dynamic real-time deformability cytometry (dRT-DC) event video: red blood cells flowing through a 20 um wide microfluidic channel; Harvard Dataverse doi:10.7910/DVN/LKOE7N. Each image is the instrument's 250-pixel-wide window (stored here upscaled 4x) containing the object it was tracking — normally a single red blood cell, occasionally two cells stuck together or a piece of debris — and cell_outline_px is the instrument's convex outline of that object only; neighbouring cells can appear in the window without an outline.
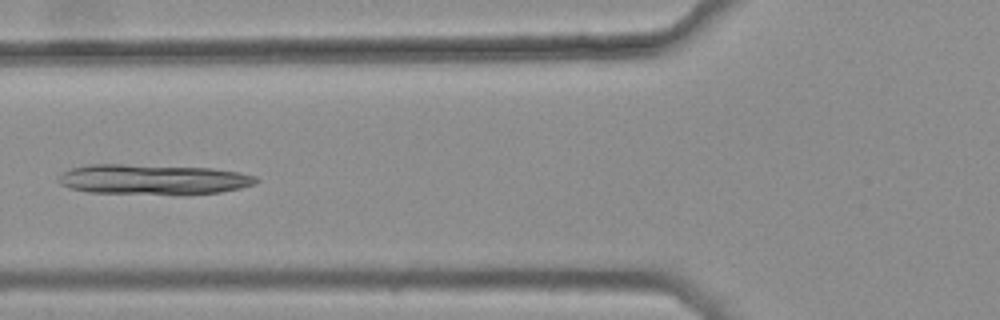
{"species": "common noctule bat (a hibernating species)", "species_latin": "Nyctalus noctula", "temperature_condition": "warm", "stored_images_in_passage": 5, "camera_frame_rate_fps": 3000, "um_per_image_px": 0.085, "animal": {"sex": "female", "body_mass_g": 25.1}, "frame": {"image": 1, "passage_image": 5, "time_ms": 1.333, "image_size_px": [1000, 320], "cell_outline_px": [[260, 180], [256, 184], [240, 188], [220, 192], [184, 196], [88, 192], [68, 188], [60, 184], [56, 180], [64, 172], [72, 168], [88, 164], [124, 164], [212, 168], [240, 172], [256, 176]], "centroid_in_image_um": [13.05, 15.27], "position_along_channel_um": 112.7, "area_um2": 35.66}}